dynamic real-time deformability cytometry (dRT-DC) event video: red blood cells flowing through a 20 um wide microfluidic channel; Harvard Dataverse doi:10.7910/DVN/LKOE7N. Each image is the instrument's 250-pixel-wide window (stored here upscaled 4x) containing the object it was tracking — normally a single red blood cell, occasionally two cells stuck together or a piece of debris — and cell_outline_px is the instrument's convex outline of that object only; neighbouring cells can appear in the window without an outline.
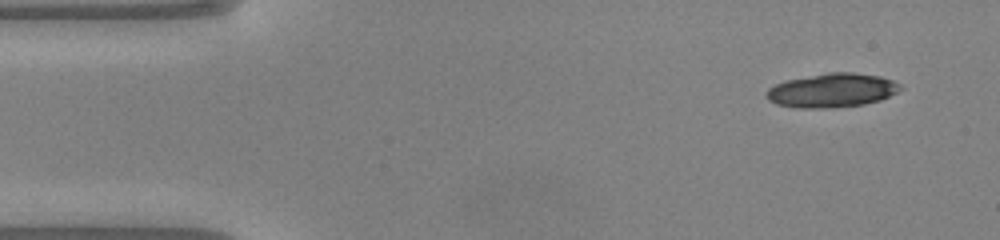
{"species": "common noctule bat (a hibernating species)", "species_latin": "Nyctalus noctula", "temperature_condition": "warm", "stored_images_in_passage": 45, "camera_frame_rate_fps": 3000, "um_per_image_px": 0.085, "animal": {"sex": "male", "body_mass_g": 20.0, "forearm_length_mm": 53.3}, "frame": {"image": 1, "passage_image": 1, "time_ms": 0.0, "image_size_px": [1000, 240], "cell_outline_px": [[900, 88], [896, 92], [880, 100], [864, 104], [820, 108], [800, 108], [776, 104], [768, 100], [764, 96], [768, 88], [776, 84], [788, 80], [828, 72], [852, 72], [880, 76], [892, 80], [900, 84]], "centroid_in_image_um": [70.68, 7.67], "position_along_channel_um": 14.3, "area_um2": 26.24}, "authors_computed_cell_mechanics": {"area_um2": 16.7042, "velocity_mm_per_s": 4.1303, "shape_relaxation_time_tau1_ms": 3.701, "shape_relaxation_time_tau2_ms": 2.1093, "deformation_change_tau1": 0.1358, "deformation_change_tau2": 0.0787}}